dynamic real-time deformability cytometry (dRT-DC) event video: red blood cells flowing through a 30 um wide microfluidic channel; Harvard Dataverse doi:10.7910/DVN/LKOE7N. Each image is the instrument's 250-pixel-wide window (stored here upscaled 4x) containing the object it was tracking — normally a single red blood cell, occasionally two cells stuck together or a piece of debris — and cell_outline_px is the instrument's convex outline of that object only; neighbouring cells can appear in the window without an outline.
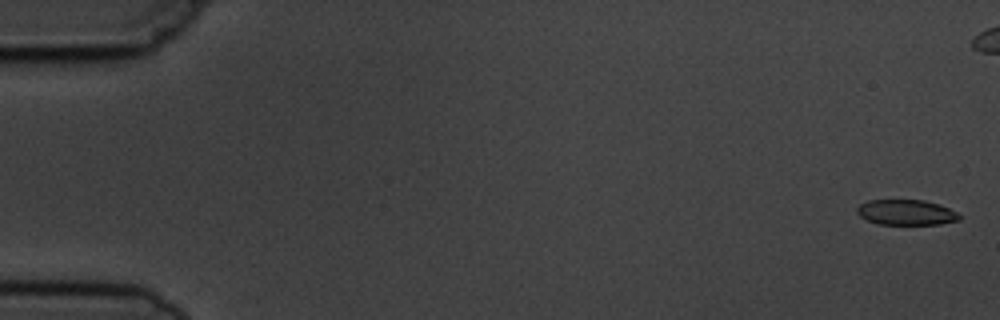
{"species": "common noctule bat (a hibernating species)", "species_latin": "Nyctalus noctula", "temperature_condition": "cold", "stored_images_in_passage": 6, "camera_frame_rate_fps": 3000, "um_per_image_px": 0.085, "animal": {"sex": "male", "body_mass_g": 19.5, "forearm_length_mm": 54.6}, "frame": {"image": 1, "passage_image": 1, "time_ms": 0.0, "image_size_px": [1000, 320], "cell_outline_px": [[960, 220], [940, 224], [876, 224], [860, 216], [856, 212], [856, 208], [860, 204], [868, 200], [924, 200], [940, 204], [956, 212], [960, 216]], "centroid_in_image_um": [77.01, 18.05], "position_along_channel_um": 8.0, "area_um2": 15.14}}
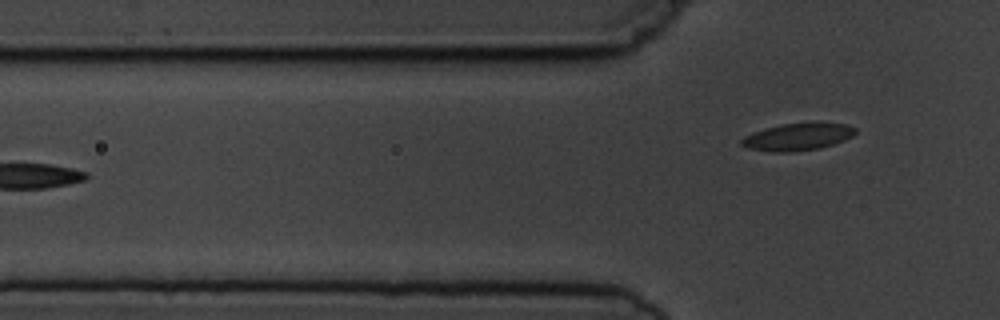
{"frame": {"image": 2, "passage_image": 6, "time_ms": 7.0, "image_size_px": [1000, 320], "cell_outline_px": [[856, 132], [852, 136], [844, 140], [820, 148], [796, 152], [772, 152], [744, 148], [740, 144], [740, 140], [744, 136], [752, 132], [784, 124], [844, 124], [856, 128]], "centroid_in_image_um": [67.73, 11.67], "position_along_channel_um": 58.1, "area_um2": 17.74}}